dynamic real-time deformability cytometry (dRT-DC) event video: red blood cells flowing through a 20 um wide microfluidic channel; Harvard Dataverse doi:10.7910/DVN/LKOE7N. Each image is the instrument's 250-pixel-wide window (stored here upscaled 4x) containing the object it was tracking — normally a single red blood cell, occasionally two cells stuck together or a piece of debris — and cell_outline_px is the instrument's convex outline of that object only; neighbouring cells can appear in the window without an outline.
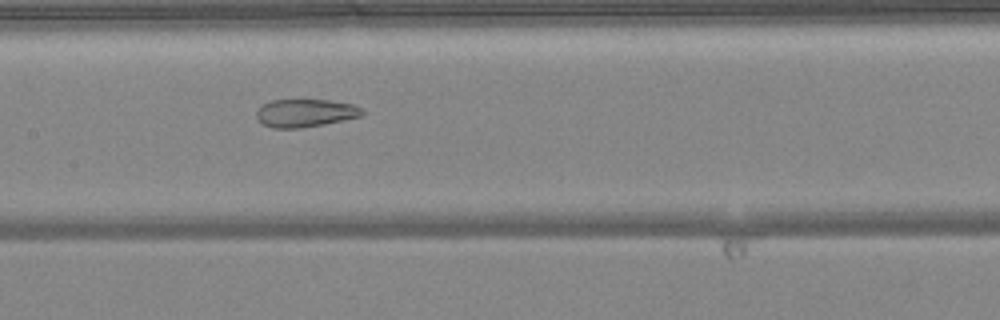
{"species": "common noctule bat (a hibernating species)", "species_latin": "Nyctalus noctula", "temperature_condition": "warm", "stored_images_in_passage": 44, "camera_frame_rate_fps": 3000, "um_per_image_px": 0.085, "animal": {"sex": "female", "body_mass_g": 24.6, "forearm_length_mm": 56.2}, "frame": {"image": 1, "passage_image": 19, "time_ms": 6.0, "image_size_px": [1000, 320], "cell_outline_px": [[364, 116], [324, 124], [296, 128], [272, 128], [264, 124], [256, 116], [256, 112], [260, 104], [268, 100], [328, 100], [352, 104], [364, 108]], "centroid_in_image_um": [25.96, 9.59], "position_along_channel_um": 181.4, "area_um2": 17.34}}
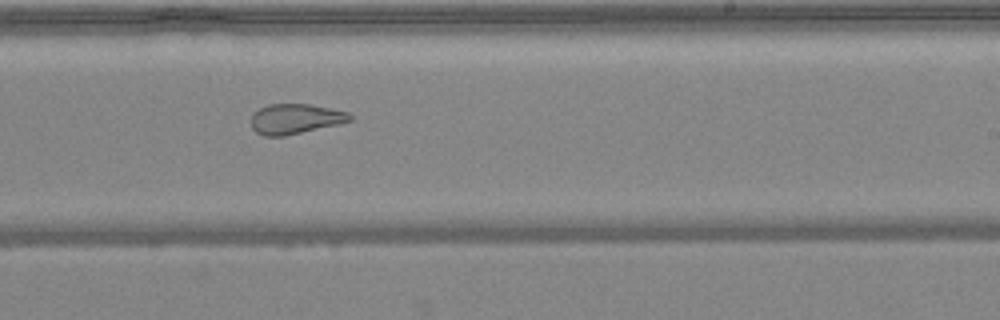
{"frame": {"image": 2, "passage_image": 25, "time_ms": 8.0, "image_size_px": [1000, 320], "cell_outline_px": [[352, 120], [336, 124], [284, 136], [264, 136], [256, 132], [252, 128], [252, 112], [268, 104], [308, 104], [348, 112], [352, 116]], "centroid_in_image_um": [25.05, 10.1], "position_along_channel_um": 263.9, "area_um2": 17.05}}
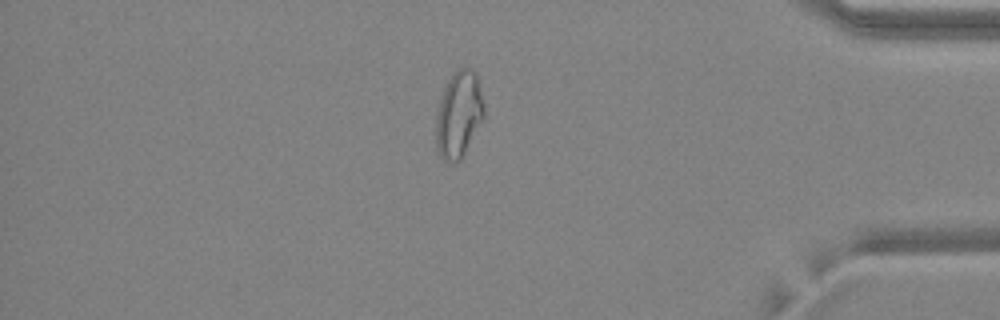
{"frame": {"image": 3, "passage_image": 37, "time_ms": 12.0, "image_size_px": [1000, 320], "cell_outline_px": [[484, 120], [460, 160], [452, 164], [444, 160], [440, 156], [436, 148], [436, 116], [440, 100], [444, 88], [452, 72], [460, 68], [472, 68], [476, 72], [484, 104]], "centroid_in_image_um": [39.0, 9.74], "position_along_channel_um": 396.2, "area_um2": 24.45}, "authors_computed_cell_mechanics": {"area_um2": 22.8599, "velocity_mm_per_s": 4.1338, "shape_relaxation_time_tau1_ms": null, "shape_relaxation_time_tau2_ms": 1.4354, "deformation_change_tau1": null, "deformation_change_tau2": 0.0937}}